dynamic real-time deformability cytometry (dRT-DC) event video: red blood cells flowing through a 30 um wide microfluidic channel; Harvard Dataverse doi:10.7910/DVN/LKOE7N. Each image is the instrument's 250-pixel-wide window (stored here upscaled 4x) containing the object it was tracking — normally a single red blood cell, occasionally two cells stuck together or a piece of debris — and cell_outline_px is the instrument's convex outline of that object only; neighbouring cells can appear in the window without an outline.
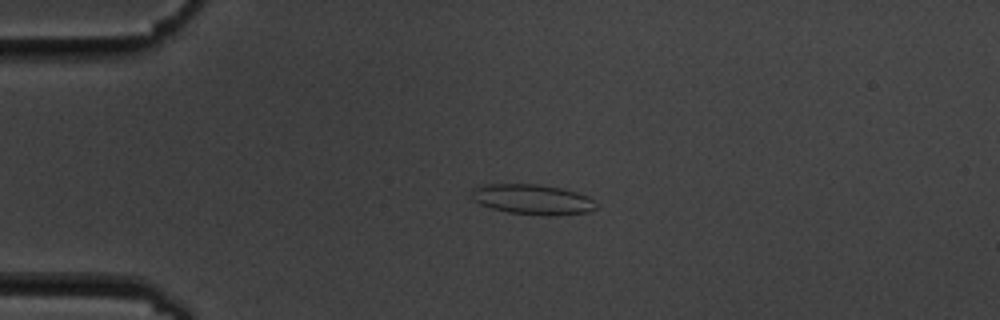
{"species": "common noctule bat (a hibernating species)", "species_latin": "Nyctalus noctula", "temperature_condition": "cold", "stored_images_in_passage": 6, "camera_frame_rate_fps": 3000, "um_per_image_px": 0.085, "animal": {"sex": "male", "body_mass_g": 19.5, "forearm_length_mm": 54.6}, "frame": {"image": 1, "passage_image": 4, "time_ms": 4.333, "image_size_px": [1000, 320], "cell_outline_px": [[596, 208], [588, 212], [552, 216], [548, 216], [508, 212], [492, 208], [480, 204], [472, 200], [472, 192], [480, 184], [536, 184], [560, 188], [576, 192], [588, 196], [596, 204]], "centroid_in_image_um": [45.26, 16.95], "position_along_channel_um": 39.7, "area_um2": 21.79}}
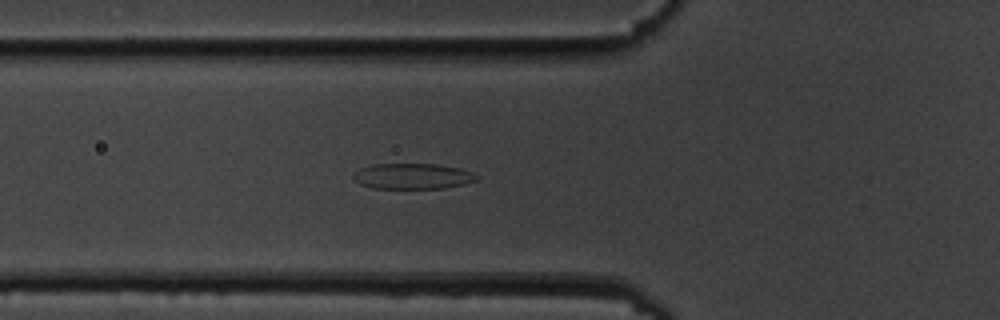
{"frame": {"image": 2, "passage_image": 6, "time_ms": 6.667, "image_size_px": [1000, 320], "cell_outline_px": [[480, 176], [476, 180], [464, 184], [444, 188], [372, 188], [360, 184], [352, 176], [360, 168], [372, 164], [436, 164], [460, 168], [472, 172]], "centroid_in_image_um": [35.09, 14.97], "position_along_channel_um": 90.7, "area_um2": 18.38}}